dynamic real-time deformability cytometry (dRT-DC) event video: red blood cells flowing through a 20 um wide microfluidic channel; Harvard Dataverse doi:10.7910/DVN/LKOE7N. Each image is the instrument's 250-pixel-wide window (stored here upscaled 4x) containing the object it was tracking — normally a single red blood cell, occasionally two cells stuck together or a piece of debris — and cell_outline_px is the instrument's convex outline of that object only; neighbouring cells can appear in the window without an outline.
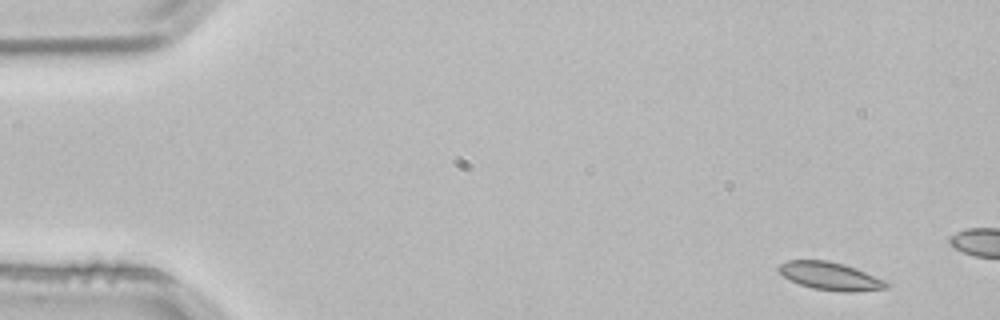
{"species": "common noctule bat (a hibernating species)", "species_latin": "Nyctalus noctula", "temperature_condition": "room temperature", "stored_images_in_passage": 3, "camera_frame_rate_fps": 3000, "um_per_image_px": 0.085, "animal": {"sex": "male", "body_mass_g": 21.5, "forearm_length_mm": 52.0}, "frame": {"image": 1, "passage_image": 1, "time_ms": 0.0, "image_size_px": [1000, 320], "cell_outline_px": [[888, 288], [856, 292], [840, 292], [812, 288], [800, 284], [784, 276], [776, 268], [780, 264], [788, 260], [828, 260], [844, 264], [856, 268], [884, 280], [888, 284]], "centroid_in_image_um": [70.58, 23.47], "position_along_channel_um": 14.4, "area_um2": 17.46}}